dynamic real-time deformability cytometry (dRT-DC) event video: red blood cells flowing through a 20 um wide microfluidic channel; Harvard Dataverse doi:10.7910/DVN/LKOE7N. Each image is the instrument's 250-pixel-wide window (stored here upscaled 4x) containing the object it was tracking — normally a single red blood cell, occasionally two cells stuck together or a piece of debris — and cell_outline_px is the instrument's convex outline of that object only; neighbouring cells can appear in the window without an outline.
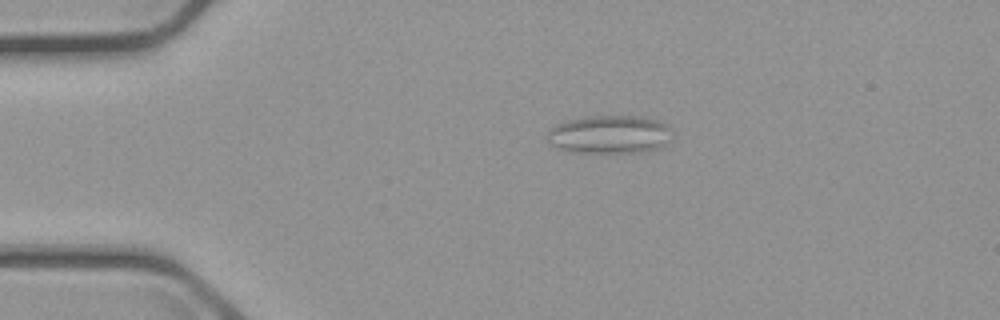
{"species": "common noctule bat (a hibernating species)", "species_latin": "Nyctalus noctula", "temperature_condition": "cold", "stored_images_in_passage": 5, "camera_frame_rate_fps": 3000, "um_per_image_px": 0.085, "animal": {"sex": "male", "body_mass_g": 23.1, "forearm_length_mm": 52.7}, "frame": {"image": 1, "passage_image": 3, "time_ms": 2.333, "image_size_px": [1000, 320], "cell_outline_px": [[672, 140], [656, 148], [640, 152], [572, 152], [556, 148], [548, 144], [548, 128], [556, 124], [568, 120], [588, 116], [640, 116], [656, 120], [668, 124], [672, 128]], "centroid_in_image_um": [51.81, 11.42], "position_along_channel_um": 33.2, "area_um2": 28.09}}